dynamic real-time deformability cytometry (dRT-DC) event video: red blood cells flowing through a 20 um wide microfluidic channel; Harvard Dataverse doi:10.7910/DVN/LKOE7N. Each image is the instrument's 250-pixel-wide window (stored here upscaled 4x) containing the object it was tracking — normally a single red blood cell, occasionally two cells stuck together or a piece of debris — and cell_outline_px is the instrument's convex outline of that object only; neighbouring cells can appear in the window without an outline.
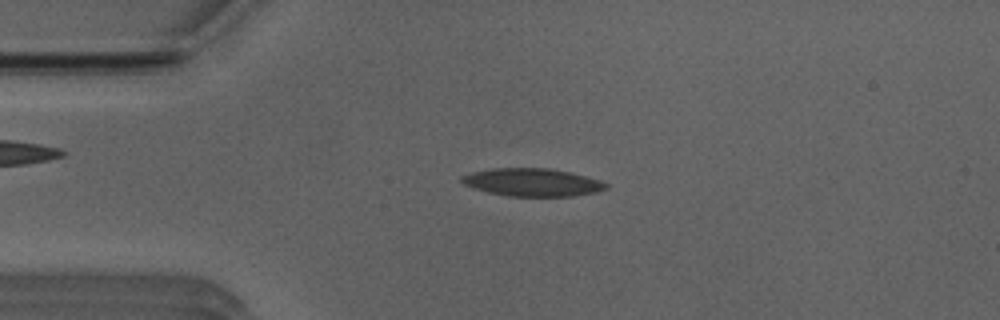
{"species": "Egyptian fruit bat (a non-hibernating species)", "species_latin": "Rousettus aegyptiacus", "temperature_condition": "room temperature", "stored_images_in_passage": 50, "camera_frame_rate_fps": 3000, "um_per_image_px": 0.085, "animal": {"sex": "male"}, "frame": {"image": 1, "passage_image": 10, "time_ms": 3.0, "image_size_px": [1000, 320], "cell_outline_px": [[608, 188], [596, 192], [572, 196], [508, 196], [488, 192], [464, 184], [460, 180], [460, 176], [472, 172], [492, 168], [548, 168], [568, 172], [600, 180], [608, 184]], "centroid_in_image_um": [45.24, 15.49], "position_along_channel_um": 39.8, "area_um2": 23.24}}
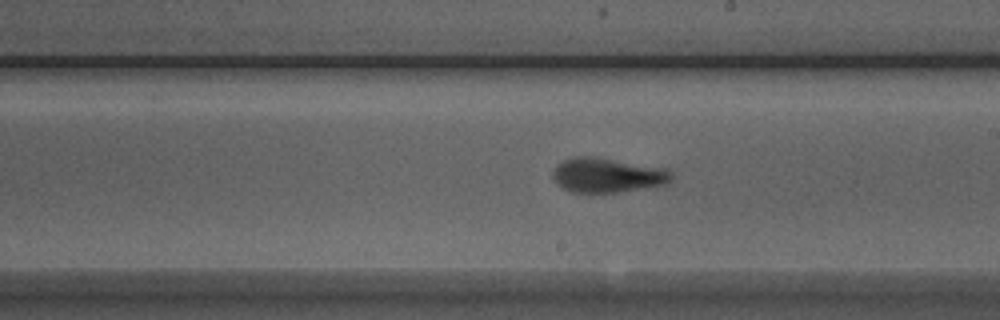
{"frame": {"image": 2, "passage_image": 27, "time_ms": 8.667, "image_size_px": [1000, 320], "cell_outline_px": [[672, 180], [664, 184], [616, 192], [572, 192], [564, 188], [552, 176], [552, 172], [564, 160], [576, 156], [592, 156], [664, 168], [672, 172]], "centroid_in_image_um": [51.63, 14.88], "position_along_channel_um": 237.4, "area_um2": 23.29}}
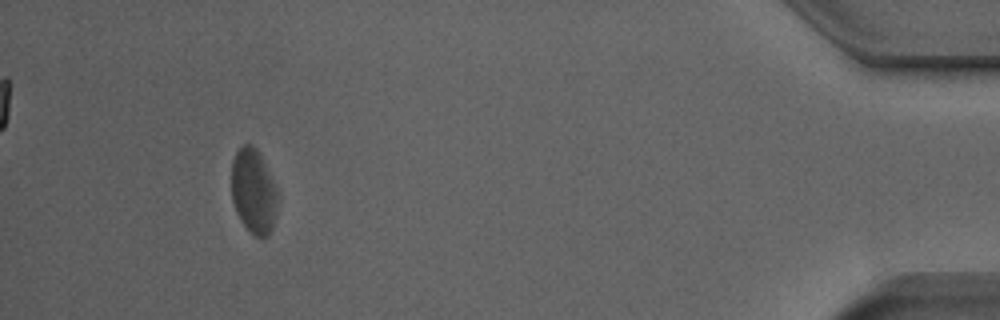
{"frame": {"image": 3, "passage_image": 46, "time_ms": 15.0, "image_size_px": [1000, 320], "cell_outline_px": [[280, 196], [272, 228], [268, 236], [256, 236], [240, 220], [236, 212], [232, 200], [232, 160], [236, 152], [244, 144], [252, 144], [260, 152], [264, 160]], "centroid_in_image_um": [21.57, 16.23], "position_along_channel_um": 413.6, "area_um2": 22.95}, "authors_computed_cell_mechanics": {"area_um2": 23.7558, "velocity_mm_per_s": 3.906, "shape_relaxation_time_tau1_ms": 3.9051, "shape_relaxation_time_tau2_ms": 1.0754, "deformation_change_tau1": 0.1474, "deformation_change_tau2": 0.076}}